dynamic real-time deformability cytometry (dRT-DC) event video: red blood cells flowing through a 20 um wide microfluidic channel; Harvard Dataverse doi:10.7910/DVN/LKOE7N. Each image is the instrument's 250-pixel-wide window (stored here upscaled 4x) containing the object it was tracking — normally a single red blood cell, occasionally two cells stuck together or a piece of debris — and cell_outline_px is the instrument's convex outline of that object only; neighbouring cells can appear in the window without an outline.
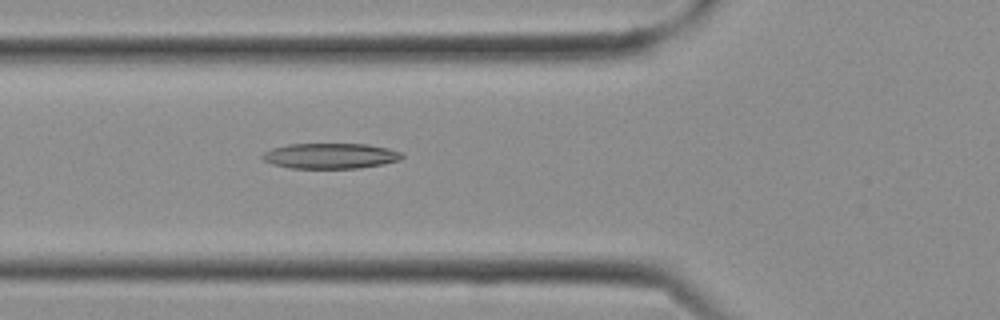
{"species": "Egyptian fruit bat (a non-hibernating species)", "species_latin": "Rousettus aegyptiacus", "temperature_condition": "cold", "stored_images_in_passage": 8, "camera_frame_rate_fps": 3000, "um_per_image_px": 0.085, "frame": {"image": 1, "passage_image": 8, "time_ms": 2.333, "image_size_px": [1000, 320], "cell_outline_px": [[404, 156], [400, 160], [384, 164], [360, 168], [288, 168], [272, 164], [264, 160], [260, 156], [264, 152], [272, 148], [288, 144], [368, 144], [388, 148], [400, 152]], "centroid_in_image_um": [28.08, 13.25], "position_along_channel_um": 97.7, "area_um2": 20.81}}